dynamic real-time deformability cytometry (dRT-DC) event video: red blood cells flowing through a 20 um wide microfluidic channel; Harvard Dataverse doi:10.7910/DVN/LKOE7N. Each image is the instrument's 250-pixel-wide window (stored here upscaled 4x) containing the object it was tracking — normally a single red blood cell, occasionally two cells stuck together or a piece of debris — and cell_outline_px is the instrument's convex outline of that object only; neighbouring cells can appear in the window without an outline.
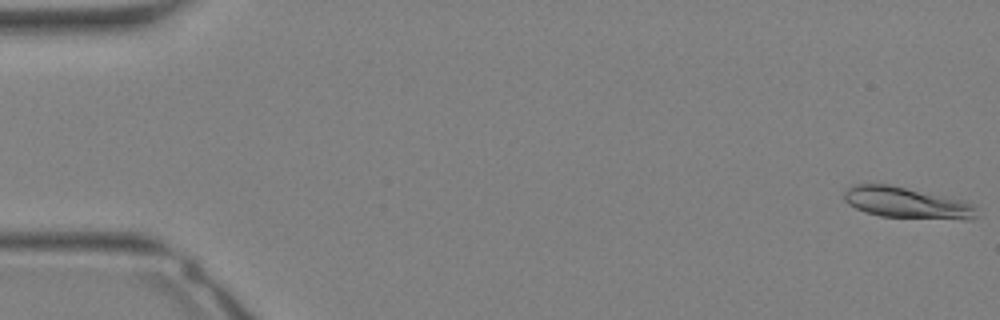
{"species": "Egyptian fruit bat (a non-hibernating species)", "species_latin": "Rousettus aegyptiacus", "temperature_condition": "warm", "stored_images_in_passage": 34, "camera_frame_rate_fps": 3000, "um_per_image_px": 0.085, "animal": {"sex": "female"}, "frame": {"image": 1, "passage_image": 1, "time_ms": 0.0, "image_size_px": [1000, 320], "cell_outline_px": [[976, 216], [968, 220], [880, 216], [864, 212], [848, 204], [844, 200], [844, 192], [852, 184], [868, 180], [892, 184], [964, 200], [976, 204]], "centroid_in_image_um": [77.02, 17.19], "position_along_channel_um": 8.0, "area_um2": 24.97}}
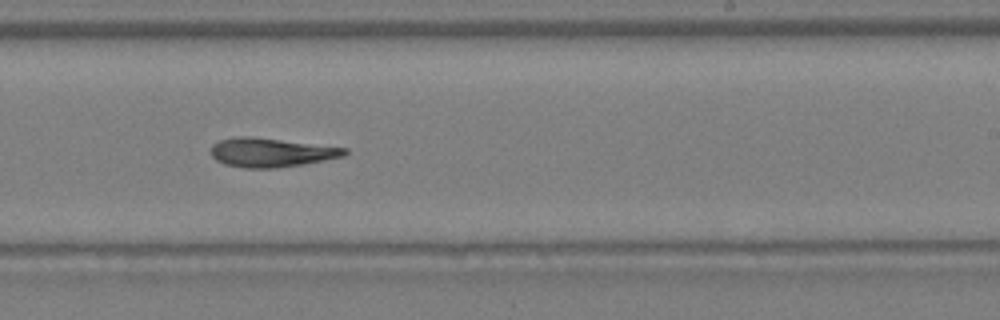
{"frame": {"image": 2, "passage_image": 21, "time_ms": 6.667, "image_size_px": [1000, 320], "cell_outline_px": [[348, 152], [344, 156], [304, 164], [276, 168], [244, 168], [224, 164], [216, 160], [212, 156], [212, 144], [220, 140], [236, 136], [252, 136], [348, 148]], "centroid_in_image_um": [23.04, 12.96], "position_along_channel_um": 266.0, "area_um2": 22.66}}
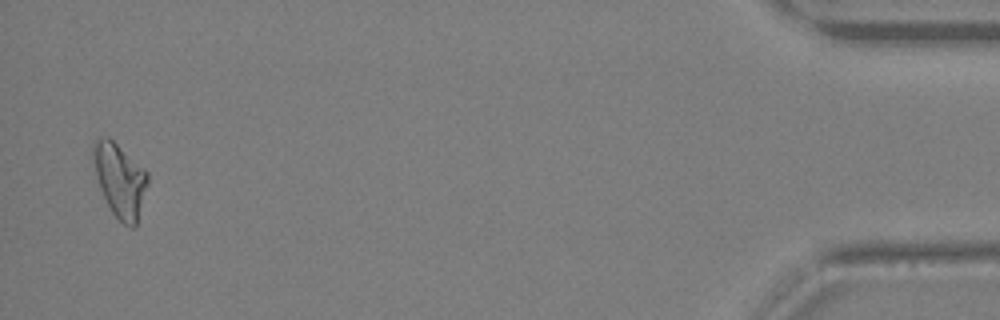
{"frame": {"image": 3, "passage_image": 33, "time_ms": 10.667, "image_size_px": [1000, 320], "cell_outline_px": [[148, 184], [136, 228], [132, 228], [124, 224], [112, 212], [100, 188], [96, 176], [92, 156], [92, 144], [100, 136], [108, 136], [144, 168], [148, 172]], "centroid_in_image_um": [10.2, 15.3], "position_along_channel_um": 425.0, "area_um2": 23.41}}